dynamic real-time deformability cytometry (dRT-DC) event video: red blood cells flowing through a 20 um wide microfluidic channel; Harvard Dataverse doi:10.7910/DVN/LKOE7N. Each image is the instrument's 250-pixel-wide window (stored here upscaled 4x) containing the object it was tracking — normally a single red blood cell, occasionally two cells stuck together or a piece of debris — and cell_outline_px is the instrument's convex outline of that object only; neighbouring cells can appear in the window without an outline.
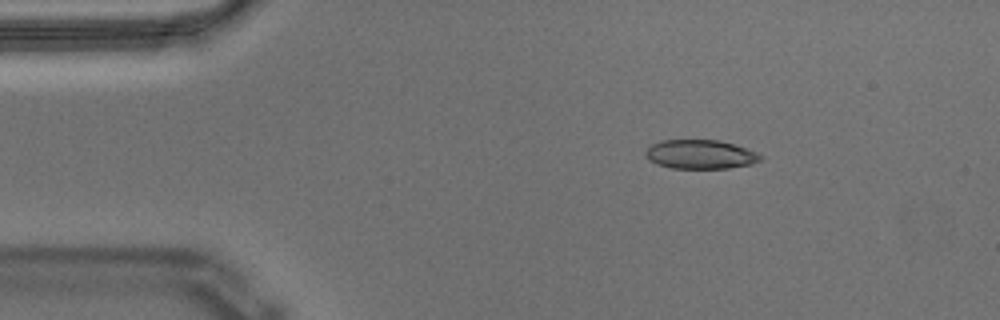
{"species": "Egyptian fruit bat (a non-hibernating species)", "species_latin": "Rousettus aegyptiacus", "temperature_condition": "warm", "stored_images_in_passage": 48, "camera_frame_rate_fps": 3000, "um_per_image_px": 0.085, "animal": {"sex": "male"}, "frame": {"image": 1, "passage_image": 1, "time_ms": 0.0, "image_size_px": [1000, 320], "cell_outline_px": [[764, 160], [752, 164], [728, 168], [672, 168], [656, 164], [648, 160], [644, 156], [644, 152], [652, 144], [660, 140], [720, 140], [756, 152], [764, 156]], "centroid_in_image_um": [59.52, 13.12], "position_along_channel_um": 25.5, "area_um2": 19.59}}
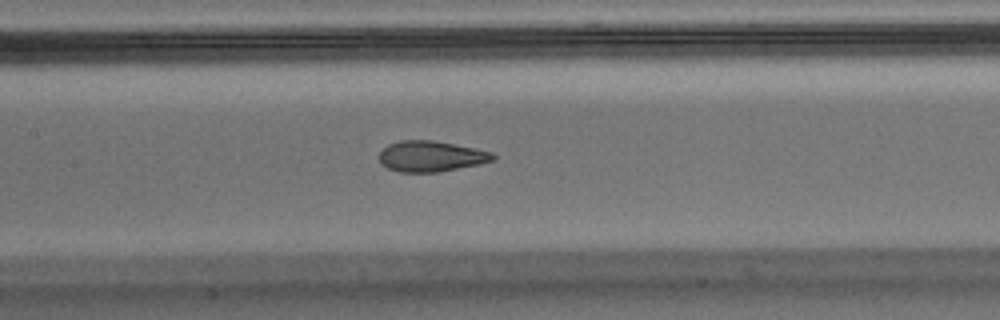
{"frame": {"image": 2, "passage_image": 18, "time_ms": 5.667, "image_size_px": [1000, 320], "cell_outline_px": [[496, 160], [480, 164], [440, 172], [400, 172], [388, 168], [380, 164], [380, 152], [388, 144], [400, 140], [432, 140], [492, 152], [496, 156]], "centroid_in_image_um": [36.63, 13.29], "position_along_channel_um": 170.8, "area_um2": 20.35}}
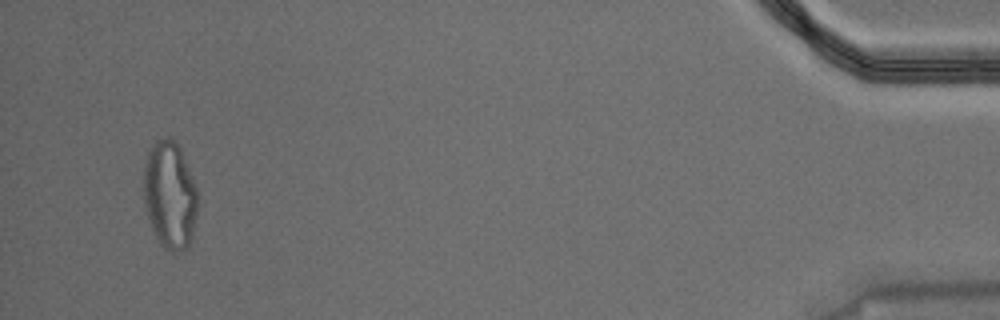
{"frame": {"image": 3, "passage_image": 46, "time_ms": 15.0, "image_size_px": [1000, 320], "cell_outline_px": [[196, 216], [192, 240], [188, 248], [172, 256], [160, 244], [152, 232], [144, 204], [144, 168], [148, 152], [152, 144], [156, 140], [168, 136], [180, 148], [196, 188]], "centroid_in_image_um": [14.42, 16.67], "position_along_channel_um": 420.8, "area_um2": 34.1}, "authors_computed_cell_mechanics": {"area_um2": 21.1548, "velocity_mm_per_s": 3.5601, "shape_relaxation_time_tau1_ms": null, "shape_relaxation_time_tau2_ms": 1.1423, "deformation_change_tau1": null, "deformation_change_tau2": 0.0702}}